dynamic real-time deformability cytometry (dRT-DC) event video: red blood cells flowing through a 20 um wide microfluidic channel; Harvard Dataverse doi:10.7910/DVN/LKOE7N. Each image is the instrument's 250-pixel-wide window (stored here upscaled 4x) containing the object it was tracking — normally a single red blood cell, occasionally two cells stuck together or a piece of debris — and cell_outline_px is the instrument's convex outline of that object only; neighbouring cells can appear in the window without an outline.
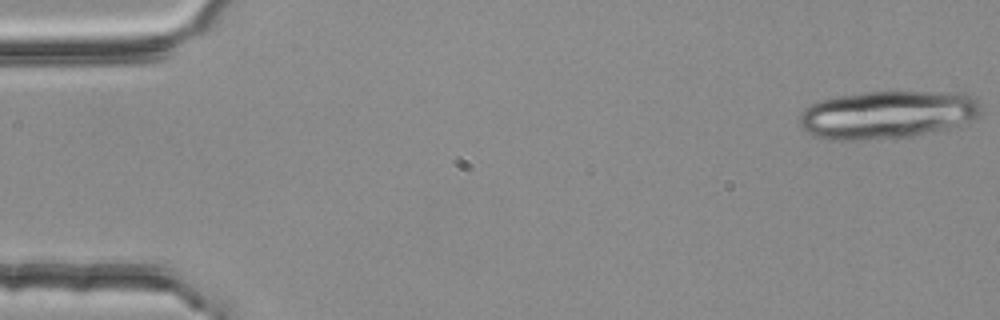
{"species": "common noctule bat (a hibernating species)", "species_latin": "Nyctalus noctula", "temperature_condition": "room temperature", "stored_images_in_passage": 19, "camera_frame_rate_fps": 3000, "um_per_image_px": 0.085, "animal": {"sex": "female", "body_mass_g": 25.1}, "frame": {"image": 1, "passage_image": 1, "time_ms": 0.0, "image_size_px": [1000, 320], "cell_outline_px": [[984, 108], [980, 116], [956, 124], [908, 136], [856, 140], [828, 140], [812, 136], [804, 132], [800, 128], [800, 112], [812, 104], [820, 100], [832, 96], [868, 92], [960, 92], [972, 96], [980, 100]], "centroid_in_image_um": [75.36, 9.72], "position_along_channel_um": 9.6, "area_um2": 50.58}}